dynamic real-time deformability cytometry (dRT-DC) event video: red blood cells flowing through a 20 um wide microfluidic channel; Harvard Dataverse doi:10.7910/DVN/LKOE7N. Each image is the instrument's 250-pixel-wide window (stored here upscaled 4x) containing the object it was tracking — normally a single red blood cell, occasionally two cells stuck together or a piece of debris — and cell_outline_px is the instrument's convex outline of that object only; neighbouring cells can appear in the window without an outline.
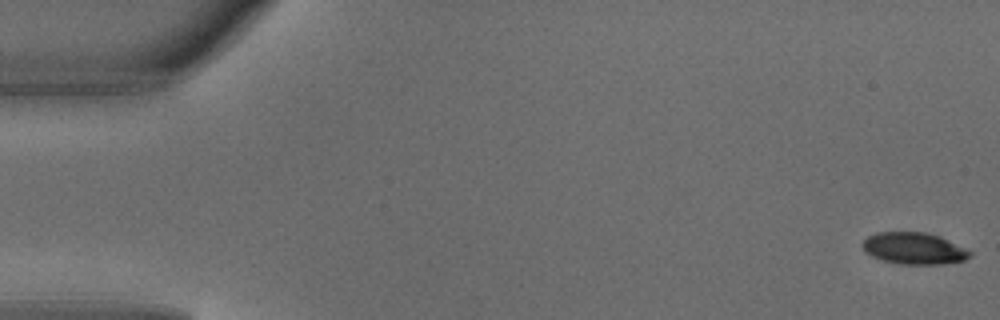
{"species": "common noctule bat (a hibernating species)", "species_latin": "Nyctalus noctula", "temperature_condition": "warm", "stored_images_in_passage": 5, "camera_frame_rate_fps": 3000, "um_per_image_px": 0.085, "animal": {"sex": "male", "body_mass_g": 18.8}, "frame": {"image": 1, "passage_image": 1, "time_ms": 0.0, "image_size_px": [1000, 320], "cell_outline_px": [[972, 256], [964, 260], [940, 264], [900, 264], [884, 260], [872, 256], [864, 252], [860, 244], [868, 236], [876, 232], [924, 232], [940, 236], [972, 252]], "centroid_in_image_um": [77.65, 21.11], "position_along_channel_um": 7.3, "area_um2": 19.83}}
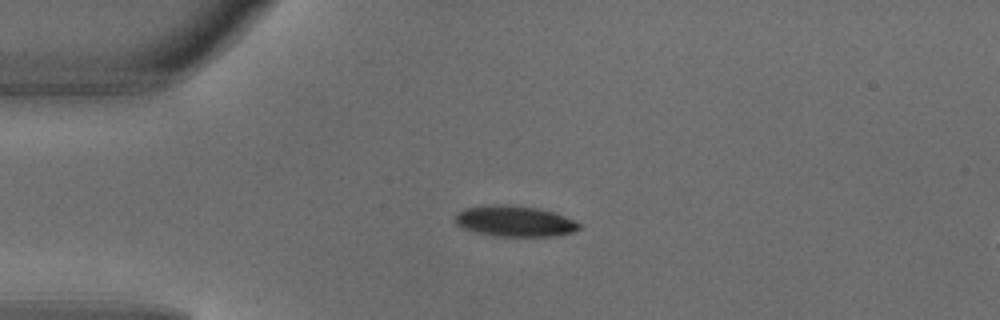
{"frame": {"image": 2, "passage_image": 4, "time_ms": 1.0, "image_size_px": [1000, 320], "cell_outline_px": [[580, 228], [572, 232], [552, 236], [496, 236], [472, 232], [456, 224], [456, 212], [464, 208], [492, 204], [504, 204], [536, 208], [556, 212], [580, 224]], "centroid_in_image_um": [43.7, 18.79], "position_along_channel_um": 41.3, "area_um2": 22.25}}